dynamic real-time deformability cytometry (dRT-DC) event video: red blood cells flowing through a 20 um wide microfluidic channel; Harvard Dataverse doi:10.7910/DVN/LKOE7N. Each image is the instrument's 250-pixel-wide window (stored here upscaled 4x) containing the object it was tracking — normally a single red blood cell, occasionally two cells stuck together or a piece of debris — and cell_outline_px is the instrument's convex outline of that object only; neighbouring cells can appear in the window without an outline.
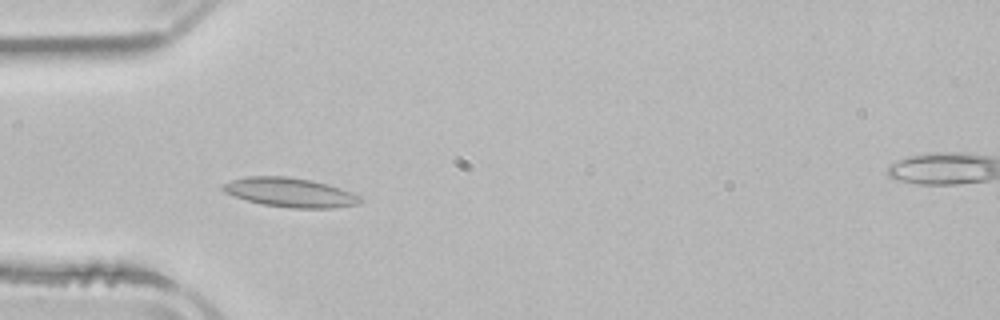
{"species": "common noctule bat (a hibernating species)", "species_latin": "Nyctalus noctula", "temperature_condition": "room temperature", "stored_images_in_passage": 5, "camera_frame_rate_fps": 3000, "um_per_image_px": 0.085, "animal": {"sex": "male", "body_mass_g": 21.5, "forearm_length_mm": 52.0}, "frame": {"image": 1, "passage_image": 4, "time_ms": 4.333, "image_size_px": [1000, 320], "cell_outline_px": [[364, 200], [360, 204], [336, 208], [288, 208], [264, 204], [248, 200], [224, 192], [220, 188], [220, 184], [232, 180], [248, 176], [288, 176], [312, 180], [328, 184], [340, 188], [360, 196]], "centroid_in_image_um": [24.68, 16.35], "position_along_channel_um": 60.3, "area_um2": 23.52}}
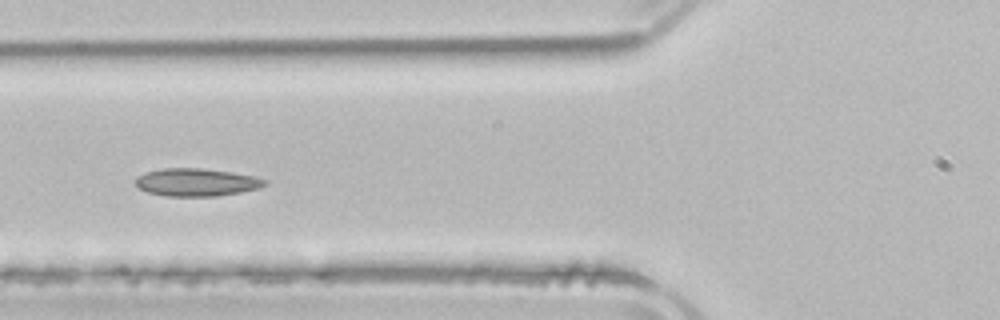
{"frame": {"image": 2, "passage_image": 5, "time_ms": 5.667, "image_size_px": [1000, 320], "cell_outline_px": [[268, 184], [260, 188], [240, 192], [216, 196], [164, 196], [148, 192], [140, 188], [136, 184], [136, 176], [144, 172], [160, 168], [204, 168], [232, 172], [252, 176], [268, 180]], "centroid_in_image_um": [16.7, 15.48], "position_along_channel_um": 109.1, "area_um2": 21.04}}